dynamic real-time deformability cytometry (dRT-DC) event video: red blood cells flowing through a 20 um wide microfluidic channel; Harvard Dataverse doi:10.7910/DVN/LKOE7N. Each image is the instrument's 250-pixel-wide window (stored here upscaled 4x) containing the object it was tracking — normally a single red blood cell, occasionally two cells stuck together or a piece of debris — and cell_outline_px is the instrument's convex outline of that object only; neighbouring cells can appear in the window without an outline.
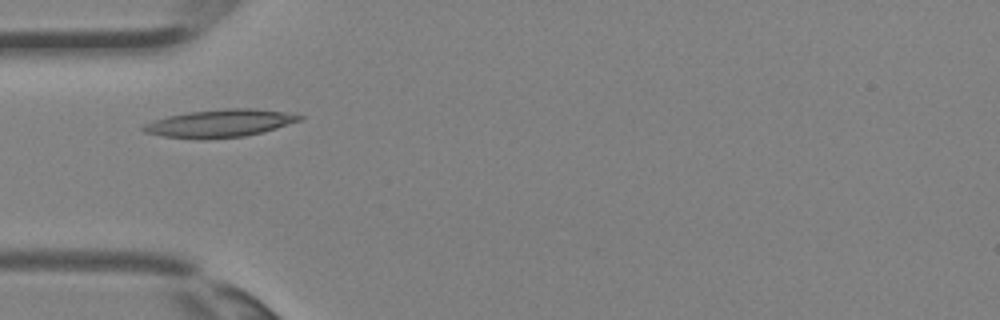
{"species": "Egyptian fruit bat (a non-hibernating species)", "species_latin": "Rousettus aegyptiacus", "temperature_condition": "room temperature", "stored_images_in_passage": 2, "camera_frame_rate_fps": 3000, "um_per_image_px": 0.085, "animal": {"sex": "female"}, "frame": {"image": 1, "passage_image": 2, "time_ms": 0.333, "image_size_px": [1000, 320], "cell_outline_px": [[304, 116], [300, 120], [276, 128], [244, 136], [164, 136], [144, 132], [140, 128], [144, 124], [168, 116], [188, 112], [224, 108], [256, 108], [284, 112]], "centroid_in_image_um": [18.73, 10.42], "position_along_channel_um": 66.3, "area_um2": 23.93}}